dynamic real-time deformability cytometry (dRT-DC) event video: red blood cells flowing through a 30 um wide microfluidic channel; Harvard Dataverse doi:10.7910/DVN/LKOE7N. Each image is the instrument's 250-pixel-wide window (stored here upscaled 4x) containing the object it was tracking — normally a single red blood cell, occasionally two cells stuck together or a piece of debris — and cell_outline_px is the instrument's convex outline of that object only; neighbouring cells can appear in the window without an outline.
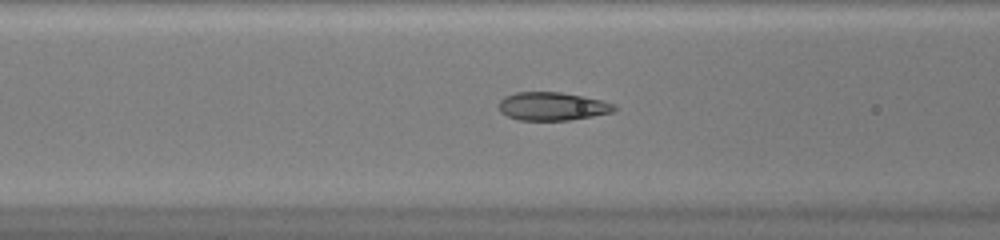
{"species": "common noctule bat (a hibernating species)", "species_latin": "Nyctalus noctula", "temperature_condition": "warm", "stored_images_in_passage": 50, "camera_frame_rate_fps": 3000, "um_per_image_px": 0.085, "animal": {"sex": "female", "body_mass_g": 20.0, "forearm_length_mm": 54.0}, "frame": {"image": 1, "passage_image": 21, "time_ms": 6.667, "image_size_px": [1000, 240], "cell_outline_px": [[616, 108], [612, 112], [592, 116], [568, 120], [520, 120], [508, 116], [500, 112], [500, 100], [504, 96], [516, 92], [560, 92], [584, 96], [616, 104]], "centroid_in_image_um": [46.94, 9.03], "position_along_channel_um": 119.7, "area_um2": 18.9}}
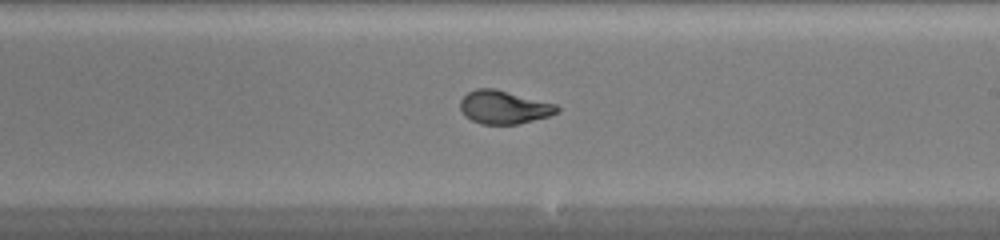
{"frame": {"image": 2, "passage_image": 30, "time_ms": 9.667, "image_size_px": [1000, 240], "cell_outline_px": [[560, 108], [556, 112], [548, 116], [516, 124], [480, 124], [472, 120], [460, 108], [460, 100], [468, 92], [476, 88], [496, 88], [556, 104]], "centroid_in_image_um": [42.82, 9.09], "position_along_channel_um": 246.2, "area_um2": 18.55}}
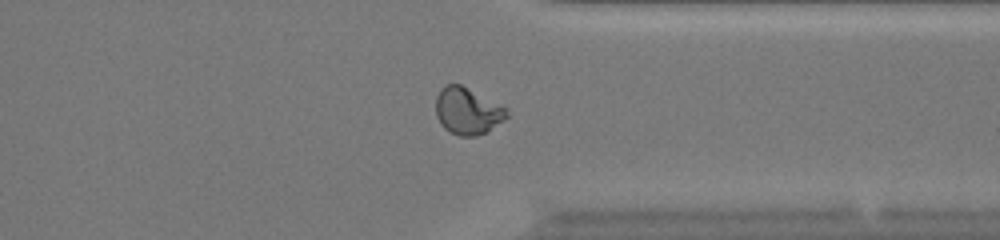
{"frame": {"image": 3, "passage_image": 39, "time_ms": 12.667, "image_size_px": [1000, 240], "cell_outline_px": [[508, 116], [504, 120], [488, 132], [476, 136], [460, 136], [444, 128], [440, 124], [436, 116], [436, 96], [440, 88], [448, 84], [460, 84], [508, 108]], "centroid_in_image_um": [39.74, 9.44], "position_along_channel_um": 371.7, "area_um2": 19.48}, "authors_computed_cell_mechanics": {"area_um2": 19.5364, "velocity_mm_per_s": 4.227, "shape_relaxation_time_tau1_ms": 10.8335, "shape_relaxation_time_tau2_ms": null, "deformation_change_tau1": 0.3575, "deformation_change_tau2": null}}